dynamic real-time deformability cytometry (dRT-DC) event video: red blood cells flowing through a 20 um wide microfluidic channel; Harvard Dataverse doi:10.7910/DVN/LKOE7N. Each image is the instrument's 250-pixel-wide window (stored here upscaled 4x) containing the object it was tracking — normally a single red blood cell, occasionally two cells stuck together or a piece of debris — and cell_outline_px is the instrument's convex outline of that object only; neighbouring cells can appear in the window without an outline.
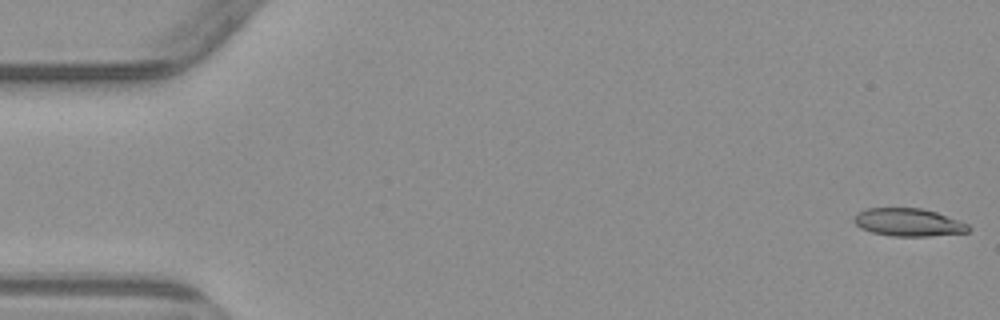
{"species": "common noctule bat (a hibernating species)", "species_latin": "Nyctalus noctula", "temperature_condition": "warm", "stored_images_in_passage": 5, "camera_frame_rate_fps": 3000, "um_per_image_px": 0.085, "animal": {"sex": "male", "body_mass_g": 23.1, "forearm_length_mm": 52.7}, "frame": {"image": 1, "passage_image": 1, "time_ms": 0.0, "image_size_px": [1000, 320], "cell_outline_px": [[972, 228], [968, 232], [928, 236], [892, 236], [872, 232], [860, 228], [852, 220], [856, 212], [864, 208], [920, 208], [936, 212], [968, 224]], "centroid_in_image_um": [77.17, 18.89], "position_along_channel_um": 7.8, "area_um2": 18.61}}
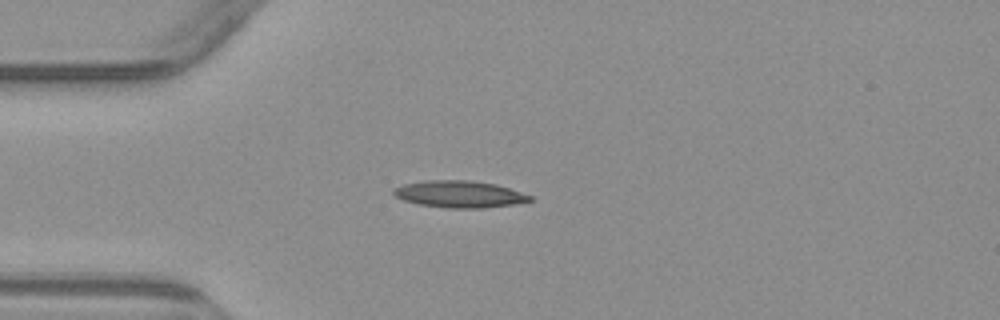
{"frame": {"image": 2, "passage_image": 5, "time_ms": 4.333, "image_size_px": [1000, 320], "cell_outline_px": [[532, 200], [512, 204], [484, 208], [444, 208], [420, 204], [404, 200], [396, 196], [392, 192], [392, 188], [404, 184], [428, 180], [468, 180], [496, 184], [532, 196]], "centroid_in_image_um": [39.02, 16.5], "position_along_channel_um": 46.0, "area_um2": 21.15}}